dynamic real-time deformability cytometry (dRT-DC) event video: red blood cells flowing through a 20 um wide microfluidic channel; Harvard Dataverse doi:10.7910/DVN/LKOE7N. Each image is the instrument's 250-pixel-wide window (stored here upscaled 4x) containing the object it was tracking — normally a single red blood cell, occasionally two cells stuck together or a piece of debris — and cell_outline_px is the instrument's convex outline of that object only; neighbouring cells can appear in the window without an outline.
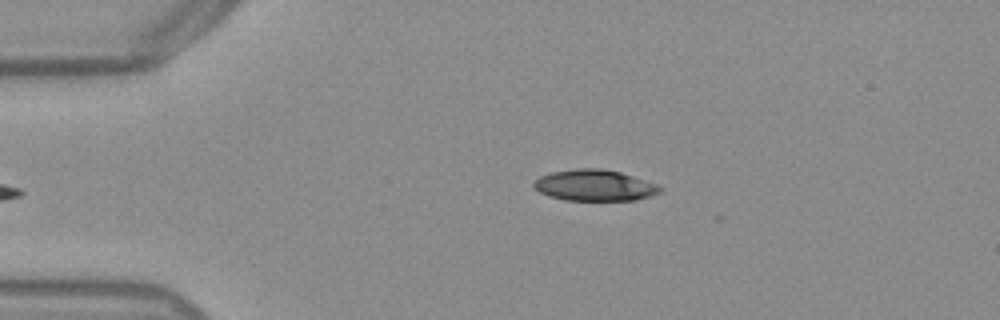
{"species": "Egyptian fruit bat (a non-hibernating species)", "species_latin": "Rousettus aegyptiacus", "temperature_condition": "warm", "stored_images_in_passage": 4, "camera_frame_rate_fps": 3000, "um_per_image_px": 0.085, "frame": {"image": 1, "passage_image": 2, "time_ms": 0.333, "image_size_px": [1000, 320], "cell_outline_px": [[664, 188], [660, 192], [652, 196], [636, 200], [564, 200], [548, 196], [532, 188], [532, 184], [540, 176], [552, 172], [576, 168], [600, 168], [620, 172], [656, 184]], "centroid_in_image_um": [50.52, 15.76], "position_along_channel_um": 34.5, "area_um2": 23.0}}